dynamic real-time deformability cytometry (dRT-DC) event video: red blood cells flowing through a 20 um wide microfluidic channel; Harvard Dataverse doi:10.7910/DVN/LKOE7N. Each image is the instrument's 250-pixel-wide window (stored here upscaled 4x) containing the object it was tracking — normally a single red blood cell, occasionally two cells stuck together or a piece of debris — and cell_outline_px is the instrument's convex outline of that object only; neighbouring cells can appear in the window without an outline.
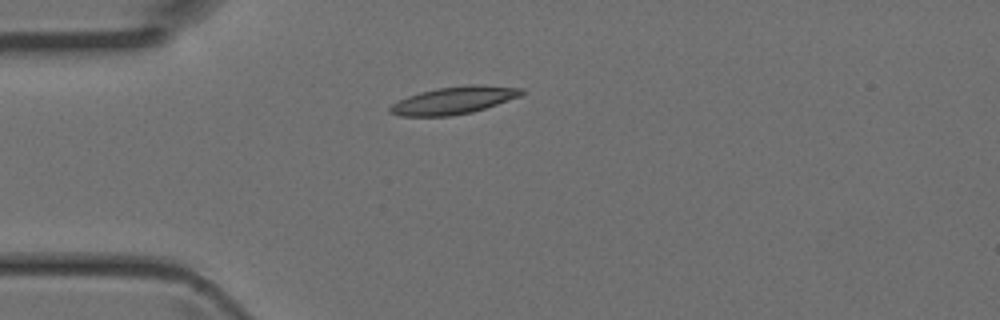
{"species": "Egyptian fruit bat (a non-hibernating species)", "species_latin": "Rousettus aegyptiacus", "temperature_condition": "room temperature", "stored_images_in_passage": 3, "camera_frame_rate_fps": 3000, "um_per_image_px": 0.085, "animal": {"sex": "female"}, "frame": {"image": 1, "passage_image": 3, "time_ms": 0.667, "image_size_px": [1000, 320], "cell_outline_px": [[524, 92], [520, 96], [472, 112], [448, 116], [400, 116], [388, 112], [388, 108], [392, 104], [408, 96], [420, 92], [436, 88], [480, 84], [524, 88]], "centroid_in_image_um": [38.56, 8.52], "position_along_channel_um": 46.4, "area_um2": 20.81}}